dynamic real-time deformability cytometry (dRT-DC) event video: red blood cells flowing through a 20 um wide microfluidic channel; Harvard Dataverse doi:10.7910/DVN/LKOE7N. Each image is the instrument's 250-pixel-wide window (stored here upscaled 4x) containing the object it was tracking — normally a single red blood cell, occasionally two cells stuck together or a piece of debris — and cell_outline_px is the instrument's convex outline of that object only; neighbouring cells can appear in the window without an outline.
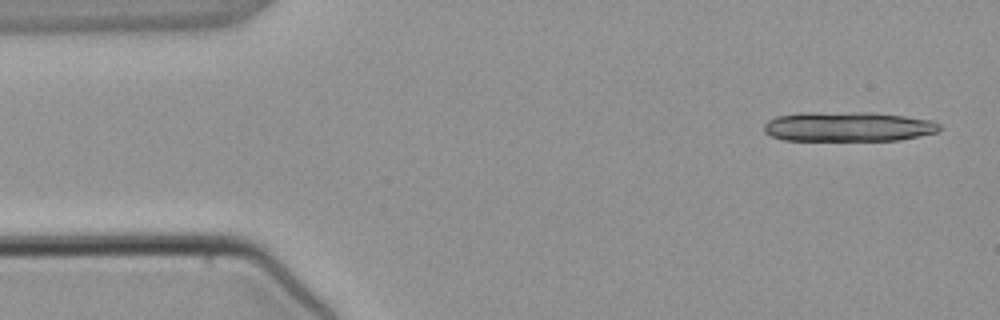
{"species": "common noctule bat (a hibernating species)", "species_latin": "Nyctalus noctula", "temperature_condition": "warm", "stored_images_in_passage": 4, "camera_frame_rate_fps": 3000, "um_per_image_px": 0.085, "animal": {"sex": "male", "body_mass_g": 21.5, "forearm_length_mm": 52.0}, "frame": {"image": 1, "passage_image": 1, "time_ms": 0.0, "image_size_px": [1000, 320], "cell_outline_px": [[940, 128], [936, 132], [920, 136], [900, 140], [784, 140], [772, 136], [764, 132], [764, 124], [768, 120], [776, 116], [800, 112], [872, 112], [904, 116], [932, 120], [940, 124]], "centroid_in_image_um": [72.07, 10.75], "position_along_channel_um": 12.9, "area_um2": 30.58}}
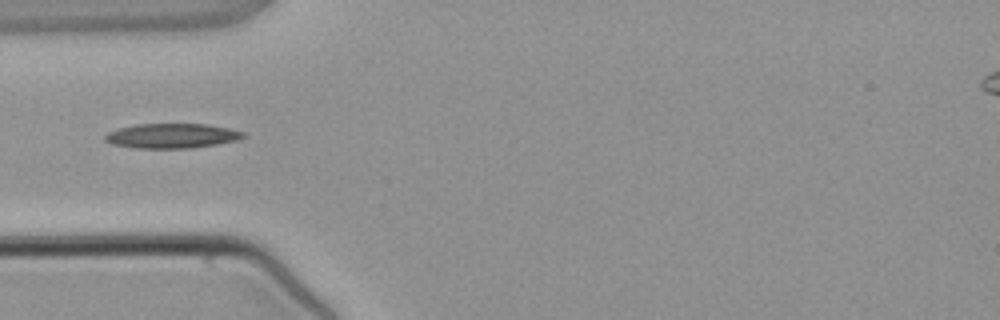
{"frame": {"image": 2, "passage_image": 4, "time_ms": 3.667, "image_size_px": [1000, 320], "cell_outline_px": [[248, 136], [236, 140], [216, 144], [188, 148], [136, 148], [112, 144], [104, 140], [104, 136], [108, 132], [116, 128], [136, 124], [208, 124], [248, 132]], "centroid_in_image_um": [14.62, 11.54], "position_along_channel_um": 70.4, "area_um2": 20.06}}